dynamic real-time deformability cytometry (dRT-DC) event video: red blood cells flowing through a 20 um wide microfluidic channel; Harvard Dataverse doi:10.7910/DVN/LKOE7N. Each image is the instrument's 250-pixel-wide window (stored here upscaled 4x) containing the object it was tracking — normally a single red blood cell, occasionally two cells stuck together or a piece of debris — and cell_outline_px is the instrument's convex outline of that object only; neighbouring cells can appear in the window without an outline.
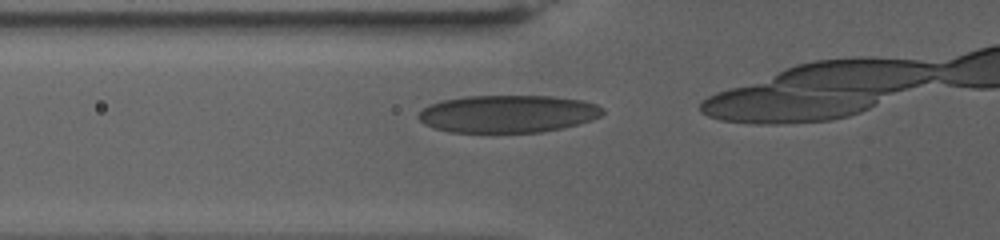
{"species": "human", "species_latin": "Homo sapiens", "temperature_condition": "warm", "stored_images_in_passage": 17, "camera_frame_rate_fps": 3000, "um_per_image_px": 0.085, "donor": {"sex": "female"}, "frame": {"image": 1, "passage_image": 10, "time_ms": 3.0, "image_size_px": [1000, 240], "cell_outline_px": [[604, 112], [600, 116], [592, 120], [580, 124], [564, 128], [540, 132], [496, 136], [448, 132], [432, 128], [424, 124], [416, 116], [428, 104], [440, 100], [464, 96], [552, 96], [584, 100], [596, 104], [604, 108]], "centroid_in_image_um": [43.13, 9.72], "position_along_channel_um": 82.7, "area_um2": 42.08}}
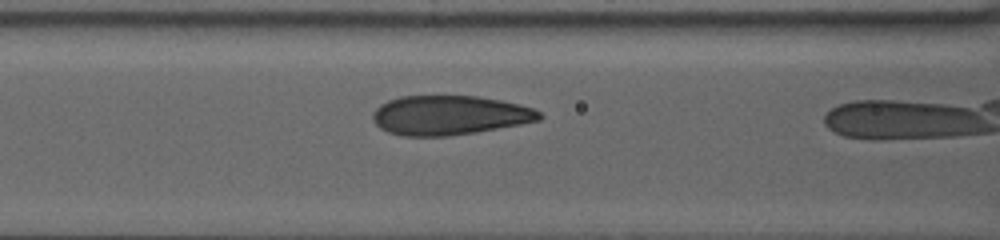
{"frame": {"image": 2, "passage_image": 15, "time_ms": 4.667, "image_size_px": [1000, 240], "cell_outline_px": [[544, 116], [540, 120], [520, 124], [476, 132], [448, 136], [404, 136], [388, 132], [380, 128], [372, 120], [372, 116], [376, 108], [380, 104], [388, 100], [400, 96], [480, 96], [520, 104], [532, 108], [540, 112]], "centroid_in_image_um": [38.2, 9.79], "position_along_channel_um": 128.4, "area_um2": 38.32}}